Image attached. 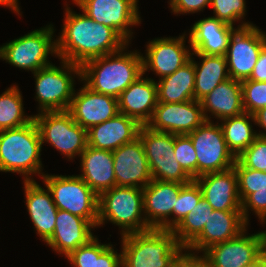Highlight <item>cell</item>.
Wrapping results in <instances>:
<instances>
[{"instance_id":"obj_1","label":"cell","mask_w":266,"mask_h":267,"mask_svg":"<svg viewBox=\"0 0 266 267\" xmlns=\"http://www.w3.org/2000/svg\"><path fill=\"white\" fill-rule=\"evenodd\" d=\"M62 33L57 42V57L82 66L89 60L115 53L128 43L111 27L77 14L68 5Z\"/></svg>"},{"instance_id":"obj_2","label":"cell","mask_w":266,"mask_h":267,"mask_svg":"<svg viewBox=\"0 0 266 267\" xmlns=\"http://www.w3.org/2000/svg\"><path fill=\"white\" fill-rule=\"evenodd\" d=\"M121 50L87 61L81 66V82L97 93L118 98L119 95L143 74L142 55ZM126 49V50H125Z\"/></svg>"},{"instance_id":"obj_3","label":"cell","mask_w":266,"mask_h":267,"mask_svg":"<svg viewBox=\"0 0 266 267\" xmlns=\"http://www.w3.org/2000/svg\"><path fill=\"white\" fill-rule=\"evenodd\" d=\"M121 238L122 267H171L185 250L172 230L151 228Z\"/></svg>"},{"instance_id":"obj_4","label":"cell","mask_w":266,"mask_h":267,"mask_svg":"<svg viewBox=\"0 0 266 267\" xmlns=\"http://www.w3.org/2000/svg\"><path fill=\"white\" fill-rule=\"evenodd\" d=\"M41 149L34 119L24 126L0 131V172L22 174L24 181L34 180L33 174L42 178Z\"/></svg>"},{"instance_id":"obj_5","label":"cell","mask_w":266,"mask_h":267,"mask_svg":"<svg viewBox=\"0 0 266 267\" xmlns=\"http://www.w3.org/2000/svg\"><path fill=\"white\" fill-rule=\"evenodd\" d=\"M110 221L121 236L151 229L144 216L143 189L114 186L99 195L97 228Z\"/></svg>"},{"instance_id":"obj_6","label":"cell","mask_w":266,"mask_h":267,"mask_svg":"<svg viewBox=\"0 0 266 267\" xmlns=\"http://www.w3.org/2000/svg\"><path fill=\"white\" fill-rule=\"evenodd\" d=\"M60 63L61 67L51 64L33 73L39 112L66 111L71 105L76 91L74 78L81 80V66L65 60Z\"/></svg>"},{"instance_id":"obj_7","label":"cell","mask_w":266,"mask_h":267,"mask_svg":"<svg viewBox=\"0 0 266 267\" xmlns=\"http://www.w3.org/2000/svg\"><path fill=\"white\" fill-rule=\"evenodd\" d=\"M53 25L36 29L0 46V59L32 73L52 64L48 55L57 56ZM53 36V37H52Z\"/></svg>"},{"instance_id":"obj_8","label":"cell","mask_w":266,"mask_h":267,"mask_svg":"<svg viewBox=\"0 0 266 267\" xmlns=\"http://www.w3.org/2000/svg\"><path fill=\"white\" fill-rule=\"evenodd\" d=\"M42 180L59 210L87 219L97 226L99 196L81 177L43 174Z\"/></svg>"},{"instance_id":"obj_9","label":"cell","mask_w":266,"mask_h":267,"mask_svg":"<svg viewBox=\"0 0 266 267\" xmlns=\"http://www.w3.org/2000/svg\"><path fill=\"white\" fill-rule=\"evenodd\" d=\"M34 116L41 142L49 143L68 160L78 157L87 147V130L66 111H44Z\"/></svg>"},{"instance_id":"obj_10","label":"cell","mask_w":266,"mask_h":267,"mask_svg":"<svg viewBox=\"0 0 266 267\" xmlns=\"http://www.w3.org/2000/svg\"><path fill=\"white\" fill-rule=\"evenodd\" d=\"M152 179L187 184L193 179L184 171L174 155V134L151 130L142 125L139 135Z\"/></svg>"},{"instance_id":"obj_11","label":"cell","mask_w":266,"mask_h":267,"mask_svg":"<svg viewBox=\"0 0 266 267\" xmlns=\"http://www.w3.org/2000/svg\"><path fill=\"white\" fill-rule=\"evenodd\" d=\"M217 124L205 121L187 134L197 157V177L230 169L235 164L236 157L228 149L221 126Z\"/></svg>"},{"instance_id":"obj_12","label":"cell","mask_w":266,"mask_h":267,"mask_svg":"<svg viewBox=\"0 0 266 267\" xmlns=\"http://www.w3.org/2000/svg\"><path fill=\"white\" fill-rule=\"evenodd\" d=\"M265 45L266 33L259 27H237L231 34L225 55L229 77L239 81L249 79Z\"/></svg>"},{"instance_id":"obj_13","label":"cell","mask_w":266,"mask_h":267,"mask_svg":"<svg viewBox=\"0 0 266 267\" xmlns=\"http://www.w3.org/2000/svg\"><path fill=\"white\" fill-rule=\"evenodd\" d=\"M95 22L113 28L128 44L133 29L141 23L138 4L134 0H72ZM131 38V39H130Z\"/></svg>"},{"instance_id":"obj_14","label":"cell","mask_w":266,"mask_h":267,"mask_svg":"<svg viewBox=\"0 0 266 267\" xmlns=\"http://www.w3.org/2000/svg\"><path fill=\"white\" fill-rule=\"evenodd\" d=\"M206 121L200 101L181 103L157 102L151 120V130L175 135L189 134Z\"/></svg>"},{"instance_id":"obj_15","label":"cell","mask_w":266,"mask_h":267,"mask_svg":"<svg viewBox=\"0 0 266 267\" xmlns=\"http://www.w3.org/2000/svg\"><path fill=\"white\" fill-rule=\"evenodd\" d=\"M185 33L179 37L155 38L146 45L142 54L143 74L153 71L160 78L173 74L191 58V49L185 47ZM188 47V49H187Z\"/></svg>"},{"instance_id":"obj_16","label":"cell","mask_w":266,"mask_h":267,"mask_svg":"<svg viewBox=\"0 0 266 267\" xmlns=\"http://www.w3.org/2000/svg\"><path fill=\"white\" fill-rule=\"evenodd\" d=\"M246 231L207 249L202 255L207 267H243L257 259L262 254L261 234L246 235Z\"/></svg>"},{"instance_id":"obj_17","label":"cell","mask_w":266,"mask_h":267,"mask_svg":"<svg viewBox=\"0 0 266 267\" xmlns=\"http://www.w3.org/2000/svg\"><path fill=\"white\" fill-rule=\"evenodd\" d=\"M116 186L144 188L152 174L139 137L112 151Z\"/></svg>"},{"instance_id":"obj_18","label":"cell","mask_w":266,"mask_h":267,"mask_svg":"<svg viewBox=\"0 0 266 267\" xmlns=\"http://www.w3.org/2000/svg\"><path fill=\"white\" fill-rule=\"evenodd\" d=\"M185 184L154 180L143 188L144 216L150 228L171 230V216Z\"/></svg>"},{"instance_id":"obj_19","label":"cell","mask_w":266,"mask_h":267,"mask_svg":"<svg viewBox=\"0 0 266 267\" xmlns=\"http://www.w3.org/2000/svg\"><path fill=\"white\" fill-rule=\"evenodd\" d=\"M78 91H74L68 111L74 121L84 129L88 130L119 113L117 98L94 92L85 84Z\"/></svg>"},{"instance_id":"obj_20","label":"cell","mask_w":266,"mask_h":267,"mask_svg":"<svg viewBox=\"0 0 266 267\" xmlns=\"http://www.w3.org/2000/svg\"><path fill=\"white\" fill-rule=\"evenodd\" d=\"M241 211L213 210L202 232L185 248L186 252L202 254L211 246L239 236L248 227ZM195 251V252H194Z\"/></svg>"},{"instance_id":"obj_21","label":"cell","mask_w":266,"mask_h":267,"mask_svg":"<svg viewBox=\"0 0 266 267\" xmlns=\"http://www.w3.org/2000/svg\"><path fill=\"white\" fill-rule=\"evenodd\" d=\"M201 188L203 198L213 210L241 211L238 180L234 167L203 174L194 179Z\"/></svg>"},{"instance_id":"obj_22","label":"cell","mask_w":266,"mask_h":267,"mask_svg":"<svg viewBox=\"0 0 266 267\" xmlns=\"http://www.w3.org/2000/svg\"><path fill=\"white\" fill-rule=\"evenodd\" d=\"M236 28L214 17L195 22L189 31V47L194 54L225 56Z\"/></svg>"},{"instance_id":"obj_23","label":"cell","mask_w":266,"mask_h":267,"mask_svg":"<svg viewBox=\"0 0 266 267\" xmlns=\"http://www.w3.org/2000/svg\"><path fill=\"white\" fill-rule=\"evenodd\" d=\"M142 74L117 98L119 113L146 125L152 118L157 105L156 80Z\"/></svg>"},{"instance_id":"obj_24","label":"cell","mask_w":266,"mask_h":267,"mask_svg":"<svg viewBox=\"0 0 266 267\" xmlns=\"http://www.w3.org/2000/svg\"><path fill=\"white\" fill-rule=\"evenodd\" d=\"M94 228L87 219L58 209L54 233L46 243L53 251L67 257L95 237L91 232Z\"/></svg>"},{"instance_id":"obj_25","label":"cell","mask_w":266,"mask_h":267,"mask_svg":"<svg viewBox=\"0 0 266 267\" xmlns=\"http://www.w3.org/2000/svg\"><path fill=\"white\" fill-rule=\"evenodd\" d=\"M141 126L137 120L118 113L115 117L87 130V145L96 149L114 151L135 140Z\"/></svg>"},{"instance_id":"obj_26","label":"cell","mask_w":266,"mask_h":267,"mask_svg":"<svg viewBox=\"0 0 266 267\" xmlns=\"http://www.w3.org/2000/svg\"><path fill=\"white\" fill-rule=\"evenodd\" d=\"M25 203L30 219L43 242H47L56 225L58 208L53 202L51 191L44 189L35 180L24 181Z\"/></svg>"},{"instance_id":"obj_27","label":"cell","mask_w":266,"mask_h":267,"mask_svg":"<svg viewBox=\"0 0 266 267\" xmlns=\"http://www.w3.org/2000/svg\"><path fill=\"white\" fill-rule=\"evenodd\" d=\"M80 158L82 173L78 176L98 196L116 186L112 151L96 149L87 145Z\"/></svg>"},{"instance_id":"obj_28","label":"cell","mask_w":266,"mask_h":267,"mask_svg":"<svg viewBox=\"0 0 266 267\" xmlns=\"http://www.w3.org/2000/svg\"><path fill=\"white\" fill-rule=\"evenodd\" d=\"M200 103L206 121H211L208 112L220 121L245 113L241 81L229 78L203 97Z\"/></svg>"},{"instance_id":"obj_29","label":"cell","mask_w":266,"mask_h":267,"mask_svg":"<svg viewBox=\"0 0 266 267\" xmlns=\"http://www.w3.org/2000/svg\"><path fill=\"white\" fill-rule=\"evenodd\" d=\"M157 101L181 103L194 100L195 67L190 59L173 74L156 81Z\"/></svg>"},{"instance_id":"obj_30","label":"cell","mask_w":266,"mask_h":267,"mask_svg":"<svg viewBox=\"0 0 266 267\" xmlns=\"http://www.w3.org/2000/svg\"><path fill=\"white\" fill-rule=\"evenodd\" d=\"M201 63L192 58L195 67L194 100L200 101L209 94L217 85L228 80L227 60L225 56L195 54Z\"/></svg>"},{"instance_id":"obj_31","label":"cell","mask_w":266,"mask_h":267,"mask_svg":"<svg viewBox=\"0 0 266 267\" xmlns=\"http://www.w3.org/2000/svg\"><path fill=\"white\" fill-rule=\"evenodd\" d=\"M74 267H122V253H117L112 244H101L95 236L67 257Z\"/></svg>"},{"instance_id":"obj_32","label":"cell","mask_w":266,"mask_h":267,"mask_svg":"<svg viewBox=\"0 0 266 267\" xmlns=\"http://www.w3.org/2000/svg\"><path fill=\"white\" fill-rule=\"evenodd\" d=\"M250 120L255 124L254 115L249 113L221 120L220 126L227 147L235 157L246 150L258 136Z\"/></svg>"},{"instance_id":"obj_33","label":"cell","mask_w":266,"mask_h":267,"mask_svg":"<svg viewBox=\"0 0 266 267\" xmlns=\"http://www.w3.org/2000/svg\"><path fill=\"white\" fill-rule=\"evenodd\" d=\"M13 85L0 95V131L17 128L30 123L34 116L25 115L22 94Z\"/></svg>"},{"instance_id":"obj_34","label":"cell","mask_w":266,"mask_h":267,"mask_svg":"<svg viewBox=\"0 0 266 267\" xmlns=\"http://www.w3.org/2000/svg\"><path fill=\"white\" fill-rule=\"evenodd\" d=\"M213 209L202 197L186 217L172 230L177 242L185 249L203 230Z\"/></svg>"},{"instance_id":"obj_35","label":"cell","mask_w":266,"mask_h":267,"mask_svg":"<svg viewBox=\"0 0 266 267\" xmlns=\"http://www.w3.org/2000/svg\"><path fill=\"white\" fill-rule=\"evenodd\" d=\"M202 197L201 188L194 179L181 188L176 201V208H174L172 212L171 230H173L187 214L194 210Z\"/></svg>"},{"instance_id":"obj_36","label":"cell","mask_w":266,"mask_h":267,"mask_svg":"<svg viewBox=\"0 0 266 267\" xmlns=\"http://www.w3.org/2000/svg\"><path fill=\"white\" fill-rule=\"evenodd\" d=\"M237 174L241 203L257 190H266V172L244 167L237 159L234 164Z\"/></svg>"},{"instance_id":"obj_37","label":"cell","mask_w":266,"mask_h":267,"mask_svg":"<svg viewBox=\"0 0 266 267\" xmlns=\"http://www.w3.org/2000/svg\"><path fill=\"white\" fill-rule=\"evenodd\" d=\"M210 7H212L215 15L212 17L227 24L233 26L235 22L242 21L241 24L239 23L238 28L254 25L243 21L246 14L245 0H211Z\"/></svg>"},{"instance_id":"obj_38","label":"cell","mask_w":266,"mask_h":267,"mask_svg":"<svg viewBox=\"0 0 266 267\" xmlns=\"http://www.w3.org/2000/svg\"><path fill=\"white\" fill-rule=\"evenodd\" d=\"M174 155L180 166L192 178H197V157L191 138L187 134H174Z\"/></svg>"},{"instance_id":"obj_39","label":"cell","mask_w":266,"mask_h":267,"mask_svg":"<svg viewBox=\"0 0 266 267\" xmlns=\"http://www.w3.org/2000/svg\"><path fill=\"white\" fill-rule=\"evenodd\" d=\"M241 88L245 113L254 114L266 107V82L245 79Z\"/></svg>"},{"instance_id":"obj_40","label":"cell","mask_w":266,"mask_h":267,"mask_svg":"<svg viewBox=\"0 0 266 267\" xmlns=\"http://www.w3.org/2000/svg\"><path fill=\"white\" fill-rule=\"evenodd\" d=\"M236 159L246 168L266 172V138L258 135Z\"/></svg>"},{"instance_id":"obj_41","label":"cell","mask_w":266,"mask_h":267,"mask_svg":"<svg viewBox=\"0 0 266 267\" xmlns=\"http://www.w3.org/2000/svg\"><path fill=\"white\" fill-rule=\"evenodd\" d=\"M249 210L255 213L261 224L266 223V190H257L241 203V212L247 223L250 221Z\"/></svg>"},{"instance_id":"obj_42","label":"cell","mask_w":266,"mask_h":267,"mask_svg":"<svg viewBox=\"0 0 266 267\" xmlns=\"http://www.w3.org/2000/svg\"><path fill=\"white\" fill-rule=\"evenodd\" d=\"M210 3L211 0H171L169 7L173 14H190L203 11Z\"/></svg>"},{"instance_id":"obj_43","label":"cell","mask_w":266,"mask_h":267,"mask_svg":"<svg viewBox=\"0 0 266 267\" xmlns=\"http://www.w3.org/2000/svg\"><path fill=\"white\" fill-rule=\"evenodd\" d=\"M197 254H192L184 250L177 260L172 264L171 267H207L204 257L197 256Z\"/></svg>"},{"instance_id":"obj_44","label":"cell","mask_w":266,"mask_h":267,"mask_svg":"<svg viewBox=\"0 0 266 267\" xmlns=\"http://www.w3.org/2000/svg\"><path fill=\"white\" fill-rule=\"evenodd\" d=\"M249 80L266 82V45L260 51L257 63L252 70Z\"/></svg>"},{"instance_id":"obj_45","label":"cell","mask_w":266,"mask_h":267,"mask_svg":"<svg viewBox=\"0 0 266 267\" xmlns=\"http://www.w3.org/2000/svg\"><path fill=\"white\" fill-rule=\"evenodd\" d=\"M255 118V124L256 126L258 125L259 127L263 128V130L266 131V107L261 108L258 110L256 113L253 114ZM265 131H259L257 133L259 136L265 137L266 138V132Z\"/></svg>"},{"instance_id":"obj_46","label":"cell","mask_w":266,"mask_h":267,"mask_svg":"<svg viewBox=\"0 0 266 267\" xmlns=\"http://www.w3.org/2000/svg\"><path fill=\"white\" fill-rule=\"evenodd\" d=\"M18 2V0H0V5L8 7L9 9L11 8L16 14L21 15Z\"/></svg>"},{"instance_id":"obj_47","label":"cell","mask_w":266,"mask_h":267,"mask_svg":"<svg viewBox=\"0 0 266 267\" xmlns=\"http://www.w3.org/2000/svg\"><path fill=\"white\" fill-rule=\"evenodd\" d=\"M243 267H266V255L261 254L257 259H255L253 262L246 264Z\"/></svg>"},{"instance_id":"obj_48","label":"cell","mask_w":266,"mask_h":267,"mask_svg":"<svg viewBox=\"0 0 266 267\" xmlns=\"http://www.w3.org/2000/svg\"><path fill=\"white\" fill-rule=\"evenodd\" d=\"M261 238H262V253L266 255V230L261 231Z\"/></svg>"}]
</instances>
